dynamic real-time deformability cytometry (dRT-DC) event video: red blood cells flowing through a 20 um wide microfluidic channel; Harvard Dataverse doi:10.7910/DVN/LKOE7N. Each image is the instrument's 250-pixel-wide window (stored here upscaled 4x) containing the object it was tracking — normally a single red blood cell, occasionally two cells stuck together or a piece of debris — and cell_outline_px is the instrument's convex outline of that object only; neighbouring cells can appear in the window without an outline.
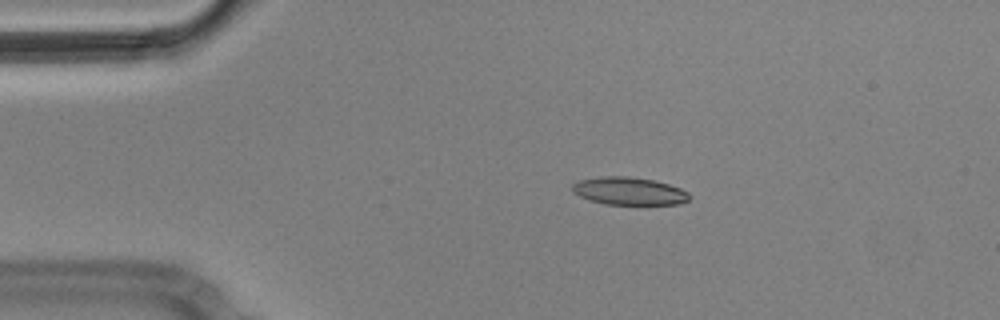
{"species": "Egyptian fruit bat (a non-hibernating species)", "species_latin": "Rousettus aegyptiacus", "temperature_condition": "cold", "stored_images_in_passage": 9, "camera_frame_rate_fps": 3000, "um_per_image_px": 0.085, "animal": {"sex": "male"}, "frame": {"image": 1, "passage_image": 2, "time_ms": 0.333, "image_size_px": [1000, 320], "cell_outline_px": [[692, 196], [688, 200], [680, 204], [604, 204], [588, 200], [572, 192], [572, 184], [580, 180], [600, 176], [628, 176], [652, 180], [668, 184], [680, 188], [688, 192]], "centroid_in_image_um": [53.46, 16.24], "position_along_channel_um": 31.5, "area_um2": 18.96}}
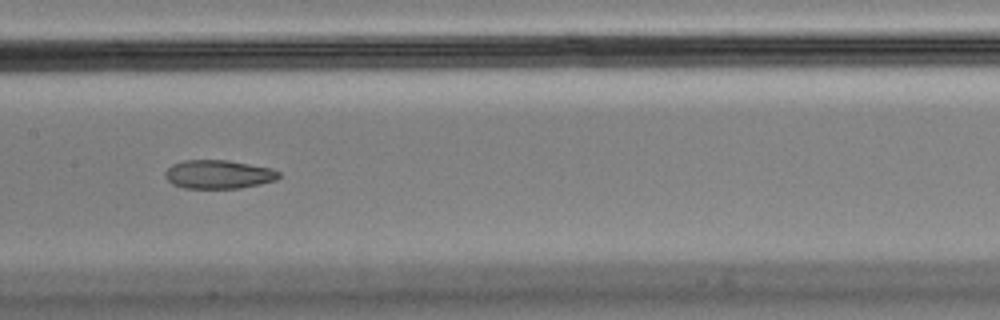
{"frame": {"image": 2, "passage_image": 7, "time_ms": 2.0, "image_size_px": [1000, 320], "cell_outline_px": [[280, 176], [276, 180], [260, 184], [240, 188], [184, 188], [172, 184], [164, 176], [164, 172], [172, 164], [184, 160], [228, 160], [272, 168], [280, 172]], "centroid_in_image_um": [18.57, 14.82], "position_along_channel_um": 188.8, "area_um2": 19.07}}
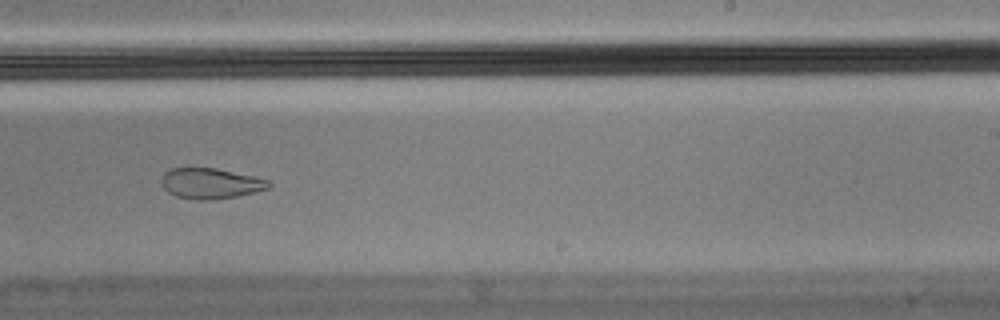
{"frame": {"image": 3, "passage_image": 9, "time_ms": 2.667, "image_size_px": [1000, 320], "cell_outline_px": [[272, 184], [268, 188], [256, 192], [236, 196], [212, 200], [200, 200], [176, 196], [168, 192], [164, 188], [160, 180], [164, 172], [172, 168], [216, 168], [256, 176], [268, 180]], "centroid_in_image_um": [17.91, 15.58], "position_along_channel_um": 271.1, "area_um2": 19.19}}